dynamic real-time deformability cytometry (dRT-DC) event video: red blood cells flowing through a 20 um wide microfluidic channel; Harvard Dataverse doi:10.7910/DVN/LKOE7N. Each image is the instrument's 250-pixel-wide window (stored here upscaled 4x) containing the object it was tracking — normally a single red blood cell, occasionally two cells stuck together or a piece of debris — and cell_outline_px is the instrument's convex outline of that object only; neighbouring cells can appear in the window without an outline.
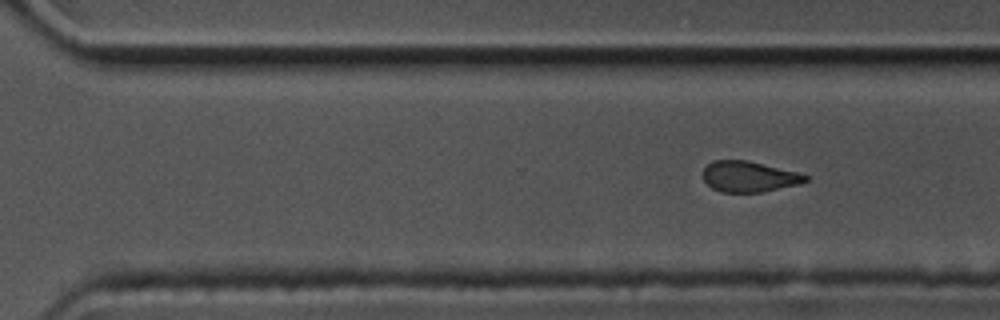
{"species": "common noctule bat (a hibernating species)", "species_latin": "Nyctalus noctula", "temperature_condition": "cold", "stored_images_in_passage": 26, "camera_frame_rate_fps": 3000, "um_per_image_px": 0.085, "animal": {"sex": "male", "body_mass_g": 17.5, "forearm_length_mm": 52.3}, "frame": {"image": 1, "passage_image": 26, "time_ms": 8.333, "image_size_px": [1000, 320], "cell_outline_px": [[808, 180], [800, 184], [764, 192], [720, 192], [712, 188], [704, 180], [704, 168], [712, 160], [748, 160], [796, 172], [808, 176]], "centroid_in_image_um": [63.66, 15.01], "position_along_channel_um": 306.9, "area_um2": 18.32}}